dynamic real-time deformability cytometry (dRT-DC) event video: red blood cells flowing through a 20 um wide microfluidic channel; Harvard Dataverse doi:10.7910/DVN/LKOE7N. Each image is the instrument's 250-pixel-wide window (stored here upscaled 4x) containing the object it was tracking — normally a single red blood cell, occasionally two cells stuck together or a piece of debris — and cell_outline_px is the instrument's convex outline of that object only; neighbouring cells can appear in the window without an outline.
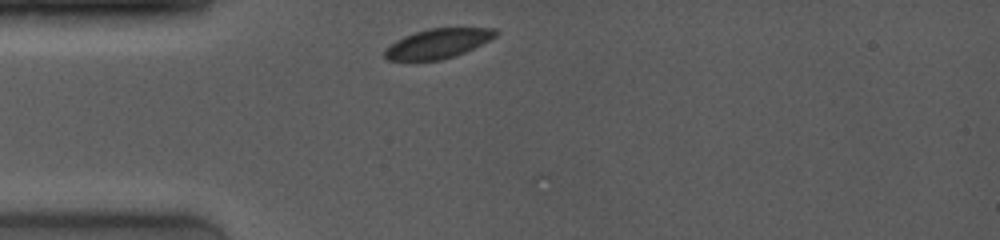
{"species": "common noctule bat (a hibernating species)", "species_latin": "Nyctalus noctula", "temperature_condition": "room temperature", "stored_images_in_passage": 6, "camera_frame_rate_fps": 4000, "um_per_image_px": 0.085, "animal": {"sex": "female", "body_mass_g": 19.0, "forearm_length_mm": 53.3}, "frame": {"image": 1, "passage_image": 1, "time_ms": 0.0, "image_size_px": [1000, 240], "cell_outline_px": [[500, 32], [496, 36], [464, 52], [440, 60], [412, 64], [388, 60], [384, 56], [384, 52], [396, 40], [404, 36], [416, 32], [432, 28], [496, 28]], "centroid_in_image_um": [37.15, 3.75], "position_along_channel_um": 47.8, "area_um2": 19.42}}
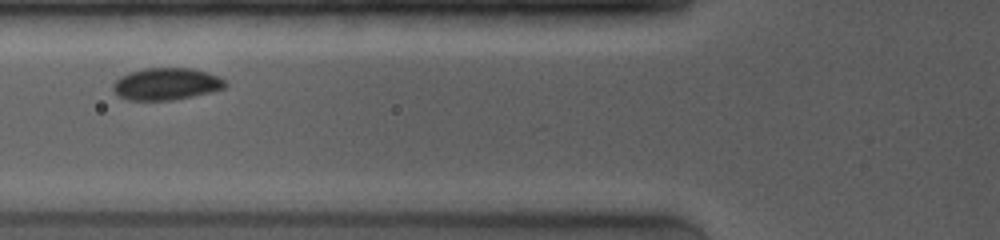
{"frame": {"image": 2, "passage_image": 5, "time_ms": 2.0, "image_size_px": [1000, 240], "cell_outline_px": [[228, 84], [224, 88], [212, 92], [172, 100], [128, 100], [120, 96], [112, 88], [112, 84], [120, 76], [128, 72], [144, 68], [192, 68], [208, 72], [224, 80]], "centroid_in_image_um": [14.13, 7.13], "position_along_channel_um": 111.7, "area_um2": 20.98}}